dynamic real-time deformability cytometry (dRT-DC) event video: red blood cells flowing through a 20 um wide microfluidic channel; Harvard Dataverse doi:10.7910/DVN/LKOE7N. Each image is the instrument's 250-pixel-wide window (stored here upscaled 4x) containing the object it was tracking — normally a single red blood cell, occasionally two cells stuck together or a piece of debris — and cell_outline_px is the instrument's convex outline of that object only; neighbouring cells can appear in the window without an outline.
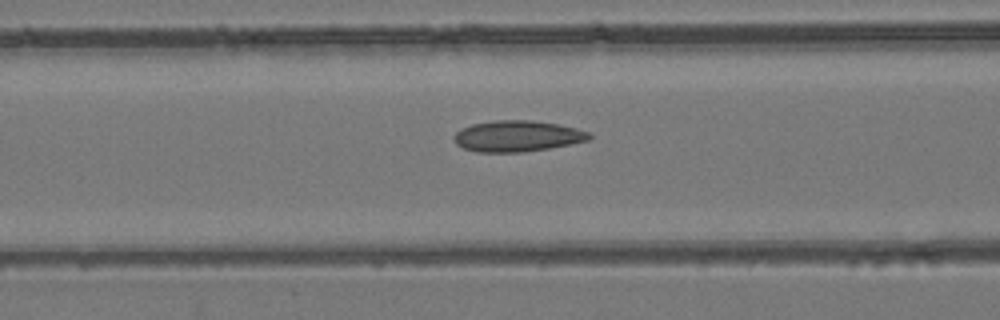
{"species": "common noctule bat (a hibernating species)", "species_latin": "Nyctalus noctula", "temperature_condition": "room temperature", "stored_images_in_passage": 51, "camera_frame_rate_fps": 3000, "um_per_image_px": 0.085, "animal": {"sex": "female", "body_mass_g": 24.6, "forearm_length_mm": 56.2}, "frame": {"image": 1, "passage_image": 18, "time_ms": 5.667, "image_size_px": [1000, 320], "cell_outline_px": [[592, 136], [588, 140], [548, 148], [524, 152], [476, 152], [464, 148], [456, 144], [452, 136], [460, 128], [472, 124], [492, 120], [532, 120], [556, 124], [576, 128], [588, 132]], "centroid_in_image_um": [43.91, 11.56], "position_along_channel_um": 122.7, "area_um2": 24.45}}
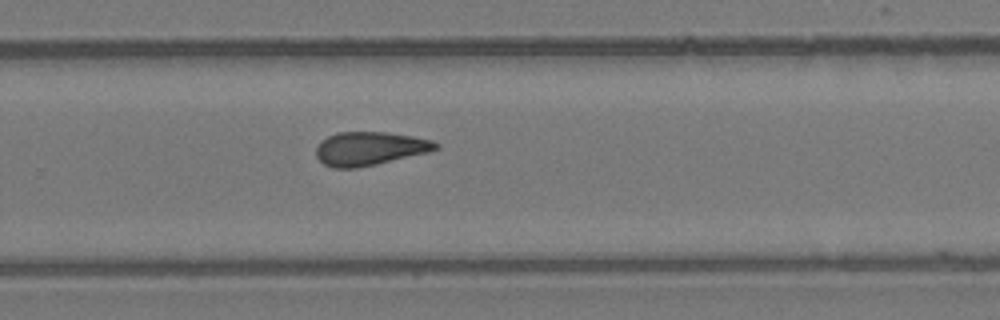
{"frame": {"image": 2, "passage_image": 32, "time_ms": 10.333, "image_size_px": [1000, 320], "cell_outline_px": [[440, 148], [428, 152], [376, 164], [356, 168], [332, 168], [324, 164], [316, 156], [316, 148], [320, 140], [336, 132], [388, 132], [412, 136], [432, 140], [440, 144]], "centroid_in_image_um": [31.41, 12.62], "position_along_channel_um": 298.4, "area_um2": 23.47}}
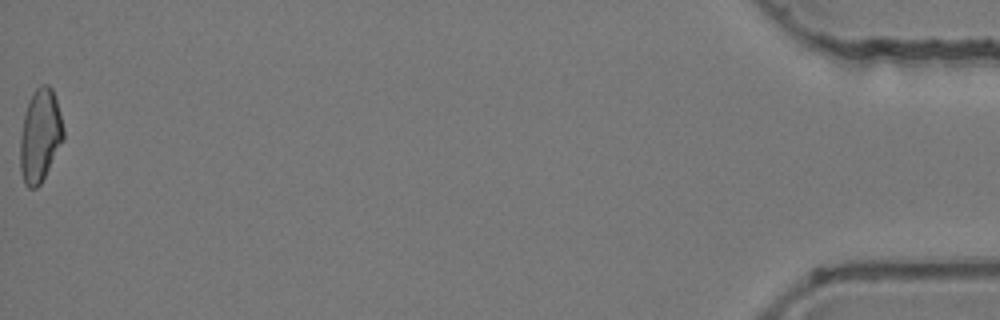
{"frame": {"image": 3, "passage_image": 51, "time_ms": 16.667, "image_size_px": [1000, 320], "cell_outline_px": [[64, 140], [40, 184], [36, 188], [28, 188], [24, 184], [20, 172], [20, 140], [24, 112], [28, 100], [36, 88], [40, 84], [48, 84], [52, 88], [60, 112], [64, 128]], "centroid_in_image_um": [3.4, 11.52], "position_along_channel_um": 431.8, "area_um2": 23.64}, "authors_computed_cell_mechanics": {"area_um2": 23.6402, "velocity_mm_per_s": 3.7746, "shape_relaxation_time_tau1_ms": null, "shape_relaxation_time_tau2_ms": 4.3445, "deformation_change_tau1": null, "deformation_change_tau2": 0.1156}}